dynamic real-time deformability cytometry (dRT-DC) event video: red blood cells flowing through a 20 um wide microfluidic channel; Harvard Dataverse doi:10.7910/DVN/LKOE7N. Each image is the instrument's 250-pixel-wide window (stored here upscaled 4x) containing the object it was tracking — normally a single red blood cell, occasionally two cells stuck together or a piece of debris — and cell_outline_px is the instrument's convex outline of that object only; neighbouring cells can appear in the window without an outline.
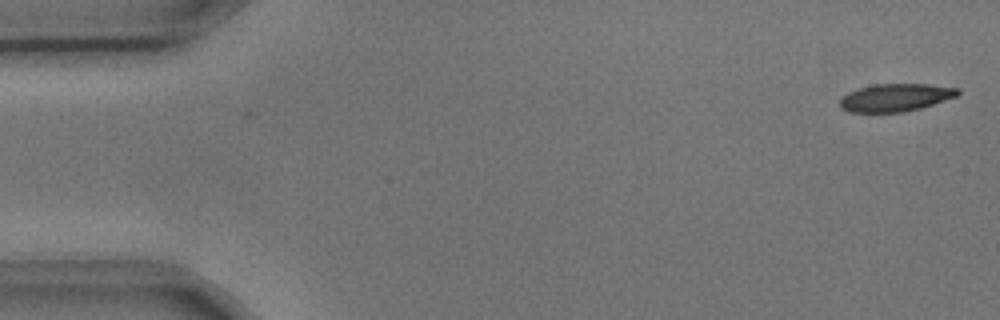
{"species": "common noctule bat (a hibernating species)", "species_latin": "Nyctalus noctula", "temperature_condition": "cold", "stored_images_in_passage": 4, "camera_frame_rate_fps": 3000, "um_per_image_px": 0.085, "animal": {"sex": "male", "body_mass_g": 17.9, "forearm_length_mm": 54.2}, "frame": {"image": 1, "passage_image": 1, "time_ms": 0.0, "image_size_px": [1000, 320], "cell_outline_px": [[960, 92], [956, 96], [920, 108], [904, 112], [848, 112], [840, 108], [840, 100], [848, 92], [872, 84], [928, 84], [960, 88]], "centroid_in_image_um": [76.1, 8.29], "position_along_channel_um": 8.9, "area_um2": 18.96}}
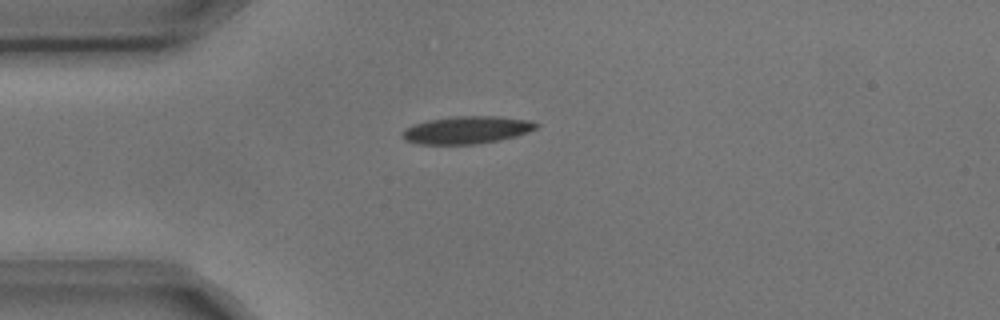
{"frame": {"image": 2, "passage_image": 4, "time_ms": 1.0, "image_size_px": [1000, 320], "cell_outline_px": [[540, 124], [536, 128], [516, 136], [500, 140], [476, 144], [420, 144], [404, 140], [400, 136], [400, 132], [404, 128], [412, 124], [428, 120], [456, 116], [496, 116], [528, 120]], "centroid_in_image_um": [39.61, 11.05], "position_along_channel_um": 45.4, "area_um2": 21.56}}